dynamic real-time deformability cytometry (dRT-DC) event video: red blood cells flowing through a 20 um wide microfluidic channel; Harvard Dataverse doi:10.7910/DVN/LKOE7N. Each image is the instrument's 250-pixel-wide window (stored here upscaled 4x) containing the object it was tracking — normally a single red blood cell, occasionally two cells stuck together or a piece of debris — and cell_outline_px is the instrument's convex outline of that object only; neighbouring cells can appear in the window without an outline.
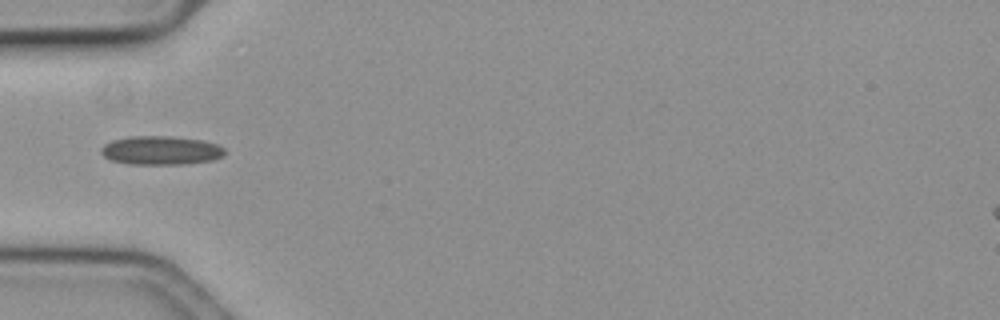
{"species": "common noctule bat (a hibernating species)", "species_latin": "Nyctalus noctula", "temperature_condition": "cold", "stored_images_in_passage": 11, "camera_frame_rate_fps": 3000, "um_per_image_px": 0.085, "animal": {"sex": "female", "body_mass_g": 19.3, "forearm_length_mm": 54.1}, "frame": {"image": 1, "passage_image": 1, "time_ms": 0.0, "image_size_px": [1000, 320], "cell_outline_px": [[224, 152], [220, 156], [212, 160], [180, 164], [128, 164], [112, 160], [104, 156], [100, 152], [100, 148], [104, 144], [112, 140], [128, 136], [172, 136], [200, 140], [216, 144], [224, 148]], "centroid_in_image_um": [13.61, 12.77], "position_along_channel_um": 71.4, "area_um2": 20.58}}
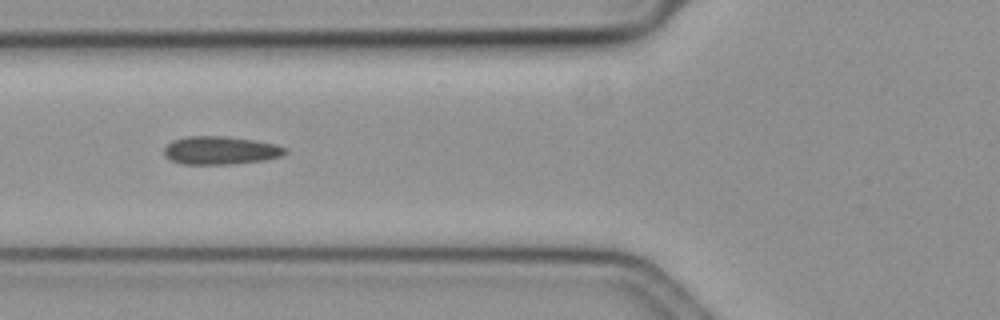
{"frame": {"image": 2, "passage_image": 4, "time_ms": 1.0, "image_size_px": [1000, 320], "cell_outline_px": [[288, 152], [284, 156], [264, 160], [232, 164], [184, 164], [172, 160], [164, 156], [164, 148], [172, 140], [184, 136], [224, 136], [252, 140], [276, 144], [284, 148]], "centroid_in_image_um": [18.73, 12.78], "position_along_channel_um": 107.1, "area_um2": 19.88}}
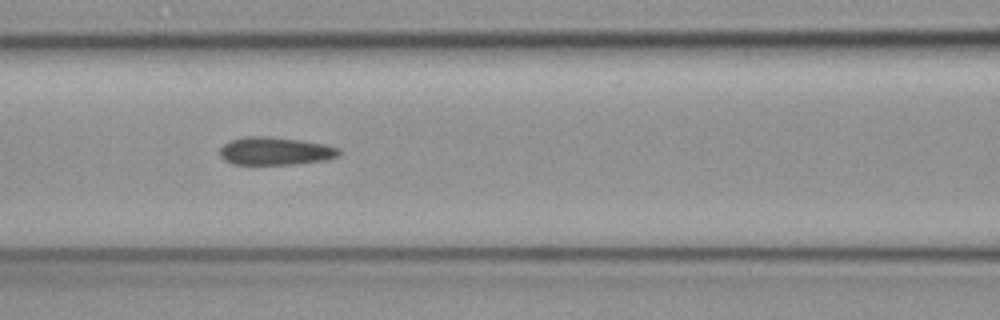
{"frame": {"image": 3, "passage_image": 7, "time_ms": 2.0, "image_size_px": [1000, 320], "cell_outline_px": [[340, 152], [336, 156], [324, 160], [296, 164], [232, 164], [224, 160], [220, 156], [220, 148], [224, 144], [232, 140], [244, 136], [268, 136], [300, 140], [324, 144], [340, 148]], "centroid_in_image_um": [23.37, 12.84], "position_along_channel_um": 143.2, "area_um2": 19.31}}